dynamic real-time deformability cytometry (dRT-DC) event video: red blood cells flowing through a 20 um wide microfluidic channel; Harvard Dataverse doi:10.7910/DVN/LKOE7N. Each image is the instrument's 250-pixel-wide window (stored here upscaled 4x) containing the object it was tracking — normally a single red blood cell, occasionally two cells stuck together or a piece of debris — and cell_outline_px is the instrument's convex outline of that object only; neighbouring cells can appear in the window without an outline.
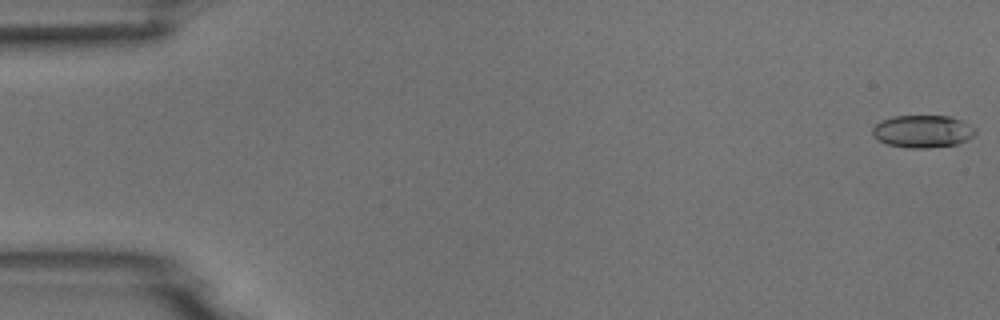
{"species": "common noctule bat (a hibernating species)", "species_latin": "Nyctalus noctula", "temperature_condition": "room temperature", "stored_images_in_passage": 18, "camera_frame_rate_fps": 3000, "um_per_image_px": 0.085, "animal": {"sex": "male", "body_mass_g": 18.8}, "frame": {"image": 1, "passage_image": 1, "time_ms": 0.0, "image_size_px": [1000, 320], "cell_outline_px": [[976, 132], [968, 140], [956, 144], [928, 148], [912, 148], [888, 144], [876, 140], [872, 136], [872, 128], [880, 120], [892, 116], [948, 116], [960, 120], [976, 128]], "centroid_in_image_um": [78.39, 11.16], "position_along_channel_um": 6.6, "area_um2": 19.54}}
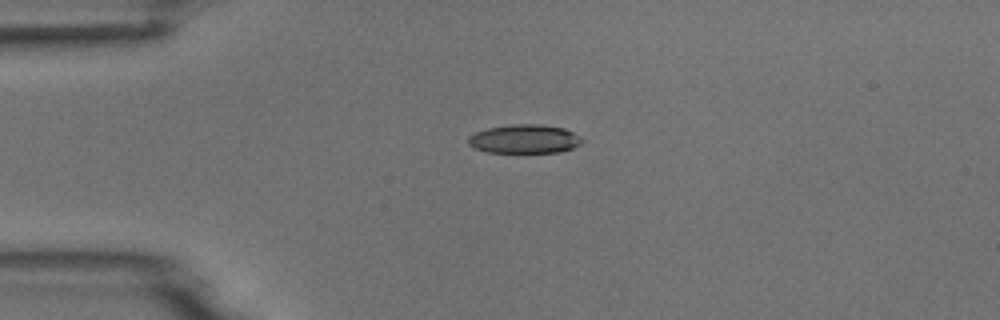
{"frame": {"image": 2, "passage_image": 13, "time_ms": 4.0, "image_size_px": [1000, 320], "cell_outline_px": [[584, 140], [580, 144], [572, 148], [560, 152], [488, 152], [476, 148], [468, 144], [468, 136], [476, 132], [488, 128], [512, 124], [540, 124], [564, 128], [580, 136]], "centroid_in_image_um": [44.59, 11.81], "position_along_channel_um": 40.4, "area_um2": 19.02}}